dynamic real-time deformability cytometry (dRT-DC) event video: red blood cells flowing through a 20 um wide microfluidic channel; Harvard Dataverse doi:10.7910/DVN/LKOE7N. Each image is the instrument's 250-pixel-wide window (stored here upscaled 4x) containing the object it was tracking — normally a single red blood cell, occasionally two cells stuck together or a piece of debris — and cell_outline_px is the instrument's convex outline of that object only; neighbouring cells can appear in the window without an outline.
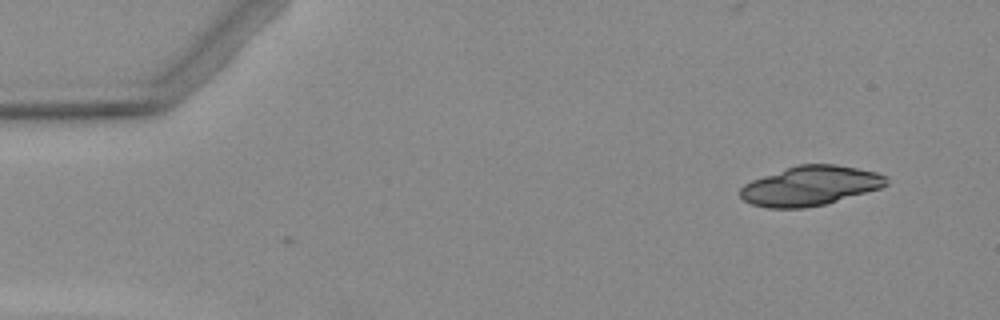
{"species": "Egyptian fruit bat (a non-hibernating species)", "species_latin": "Rousettus aegyptiacus", "temperature_condition": "warm", "stored_images_in_passage": 4, "camera_frame_rate_fps": 3000, "um_per_image_px": 0.085, "animal": {"sex": "female"}, "frame": {"image": 1, "passage_image": 1, "time_ms": 0.0, "image_size_px": [1000, 320], "cell_outline_px": [[888, 184], [880, 188], [824, 204], [804, 208], [768, 208], [752, 204], [744, 200], [740, 196], [740, 188], [744, 184], [752, 180], [796, 164], [836, 164], [876, 172], [884, 176], [888, 180]], "centroid_in_image_um": [68.84, 15.79], "position_along_channel_um": 16.2, "area_um2": 33.41}}